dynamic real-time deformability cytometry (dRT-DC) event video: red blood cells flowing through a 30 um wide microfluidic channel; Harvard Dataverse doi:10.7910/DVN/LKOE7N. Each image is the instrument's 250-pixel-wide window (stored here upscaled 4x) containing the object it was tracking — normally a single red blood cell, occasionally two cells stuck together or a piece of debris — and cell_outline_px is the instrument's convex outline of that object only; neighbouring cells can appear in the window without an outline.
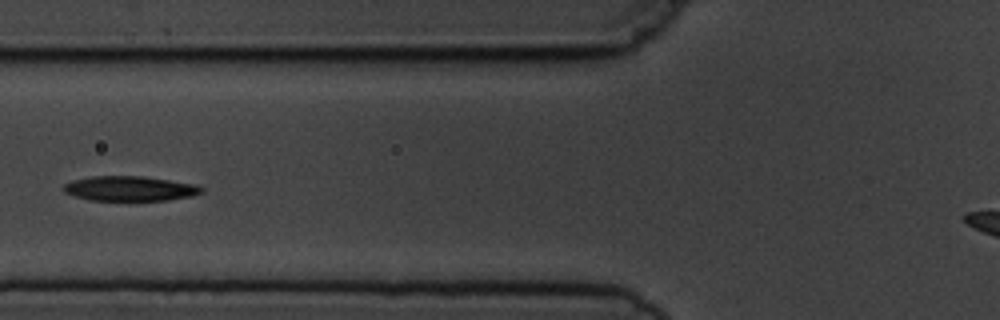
{"species": "common noctule bat (a hibernating species)", "species_latin": "Nyctalus noctula", "temperature_condition": "cold", "stored_images_in_passage": 11, "camera_frame_rate_fps": 3000, "um_per_image_px": 0.085, "animal": {"sex": "male", "body_mass_g": 19.5, "forearm_length_mm": 54.6}, "frame": {"image": 1, "passage_image": 6, "time_ms": 6.667, "image_size_px": [1000, 320], "cell_outline_px": [[204, 192], [192, 196], [168, 200], [88, 200], [72, 196], [64, 192], [60, 188], [64, 184], [72, 180], [92, 176], [144, 176], [196, 184], [204, 188]], "centroid_in_image_um": [11.01, 16.02], "position_along_channel_um": 114.8, "area_um2": 20.23}}
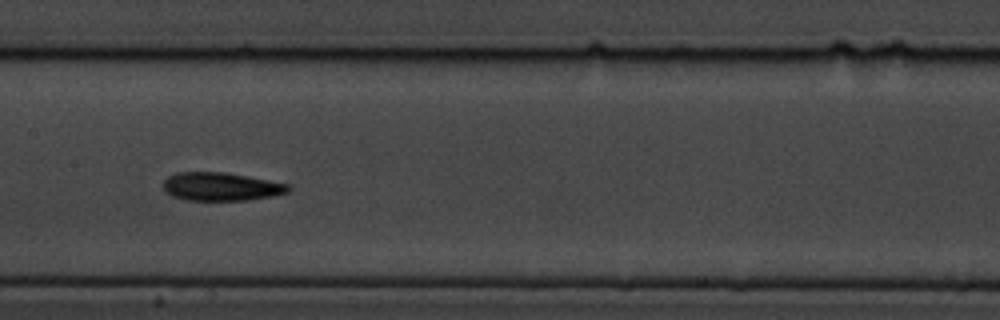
{"frame": {"image": 2, "passage_image": 8, "time_ms": 8.667, "image_size_px": [1000, 320], "cell_outline_px": [[292, 188], [288, 192], [272, 196], [248, 200], [188, 200], [172, 196], [164, 192], [164, 180], [168, 176], [176, 172], [224, 172], [268, 180], [288, 184]], "centroid_in_image_um": [18.77, 15.86], "position_along_channel_um": 188.6, "area_um2": 20.58}}
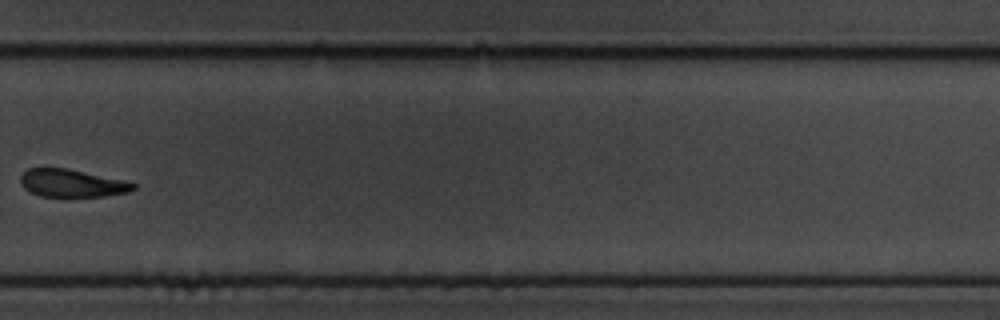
{"frame": {"image": 3, "passage_image": 11, "time_ms": 12.333, "image_size_px": [1000, 320], "cell_outline_px": [[136, 188], [128, 192], [104, 196], [64, 200], [40, 196], [24, 188], [20, 180], [20, 176], [28, 168], [44, 164], [48, 164], [68, 168], [124, 180], [136, 184]], "centroid_in_image_um": [6.04, 15.57], "position_along_channel_um": 323.8, "area_um2": 19.65}}